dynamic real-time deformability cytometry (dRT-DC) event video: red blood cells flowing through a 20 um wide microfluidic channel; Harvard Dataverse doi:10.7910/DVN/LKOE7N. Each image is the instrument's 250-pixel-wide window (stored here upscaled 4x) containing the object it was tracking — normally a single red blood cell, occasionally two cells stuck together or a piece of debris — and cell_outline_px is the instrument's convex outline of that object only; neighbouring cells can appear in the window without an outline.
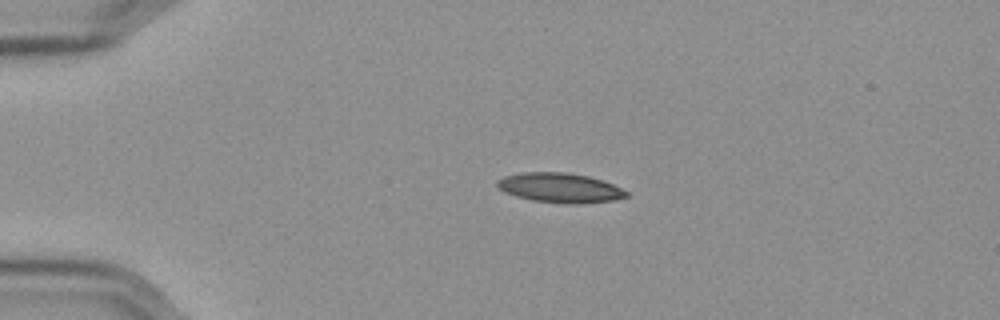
{"species": "Egyptian fruit bat (a non-hibernating species)", "species_latin": "Rousettus aegyptiacus", "temperature_condition": "cold", "stored_images_in_passage": 45, "camera_frame_rate_fps": 3000, "um_per_image_px": 0.085, "frame": {"image": 1, "passage_image": 1, "time_ms": 0.0, "image_size_px": [1000, 320], "cell_outline_px": [[628, 196], [616, 200], [580, 204], [568, 204], [532, 200], [516, 196], [504, 192], [496, 184], [496, 180], [504, 176], [524, 172], [564, 172], [588, 176], [612, 184], [628, 192]], "centroid_in_image_um": [47.59, 15.97], "position_along_channel_um": 37.4, "area_um2": 22.25}}
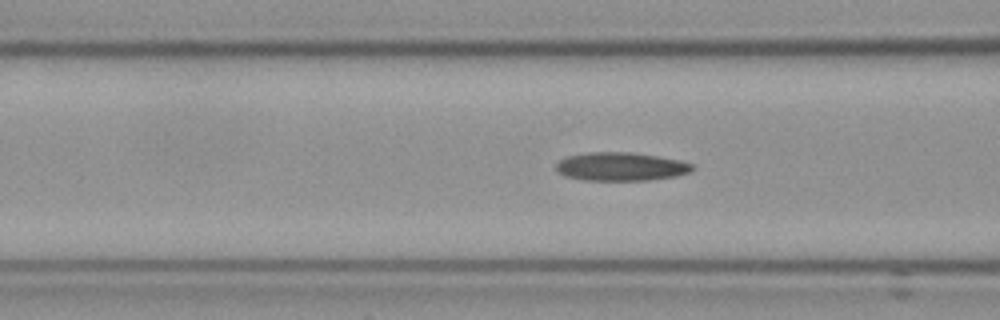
{"frame": {"image": 2, "passage_image": 11, "time_ms": 3.333, "image_size_px": [1000, 320], "cell_outline_px": [[696, 168], [688, 172], [676, 176], [648, 180], [584, 180], [568, 176], [560, 172], [556, 168], [556, 164], [560, 160], [568, 156], [588, 152], [632, 152], [680, 160], [692, 164]], "centroid_in_image_um": [52.8, 14.15], "position_along_channel_um": 113.8, "area_um2": 22.37}}
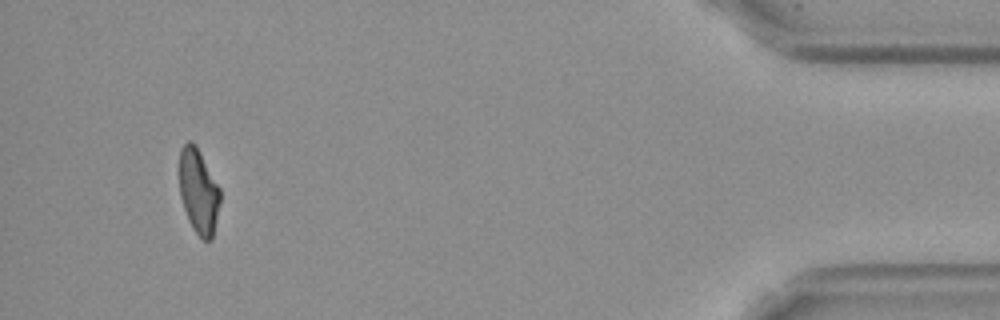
{"frame": {"image": 3, "passage_image": 42, "time_ms": 13.667, "image_size_px": [1000, 320], "cell_outline_px": [[220, 200], [212, 240], [204, 240], [192, 228], [188, 220], [180, 196], [180, 148], [188, 140], [192, 140], [196, 144], [220, 188]], "centroid_in_image_um": [16.87, 16.23], "position_along_channel_um": 418.3, "area_um2": 20.11}, "authors_computed_cell_mechanics": {"area_um2": 22.1952, "velocity_mm_per_s": 3.5827, "shape_relaxation_time_tau1_ms": null, "shape_relaxation_time_tau2_ms": 3.4326, "deformation_change_tau1": null, "deformation_change_tau2": 0.1189}}